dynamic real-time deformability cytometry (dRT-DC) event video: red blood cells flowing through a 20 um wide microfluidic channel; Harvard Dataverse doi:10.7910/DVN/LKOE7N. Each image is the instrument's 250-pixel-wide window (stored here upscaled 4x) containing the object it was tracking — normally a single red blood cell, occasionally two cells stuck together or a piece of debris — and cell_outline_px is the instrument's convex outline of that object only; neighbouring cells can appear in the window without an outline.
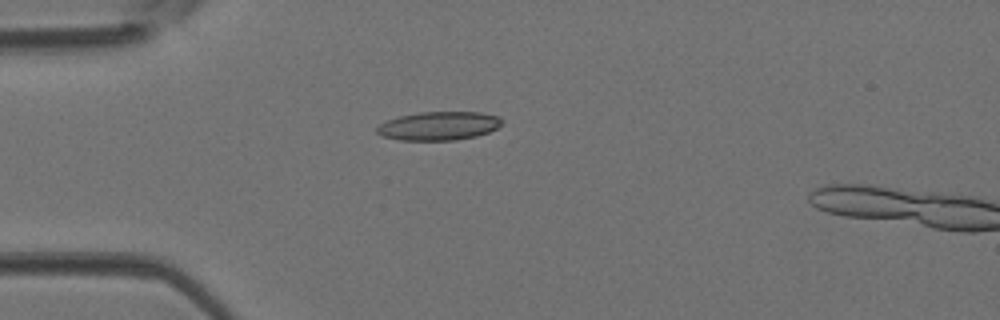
{"species": "Egyptian fruit bat (a non-hibernating species)", "species_latin": "Rousettus aegyptiacus", "temperature_condition": "room temperature", "stored_images_in_passage": 4, "camera_frame_rate_fps": 3000, "um_per_image_px": 0.085, "animal": {"sex": "female"}, "frame": {"image": 1, "passage_image": 2, "time_ms": 0.333, "image_size_px": [1000, 320], "cell_outline_px": [[504, 120], [496, 128], [488, 132], [476, 136], [456, 140], [400, 140], [384, 136], [376, 132], [376, 128], [380, 124], [388, 120], [400, 116], [420, 112], [480, 112], [500, 116]], "centroid_in_image_um": [37.32, 10.69], "position_along_channel_um": 47.7, "area_um2": 20.75}}